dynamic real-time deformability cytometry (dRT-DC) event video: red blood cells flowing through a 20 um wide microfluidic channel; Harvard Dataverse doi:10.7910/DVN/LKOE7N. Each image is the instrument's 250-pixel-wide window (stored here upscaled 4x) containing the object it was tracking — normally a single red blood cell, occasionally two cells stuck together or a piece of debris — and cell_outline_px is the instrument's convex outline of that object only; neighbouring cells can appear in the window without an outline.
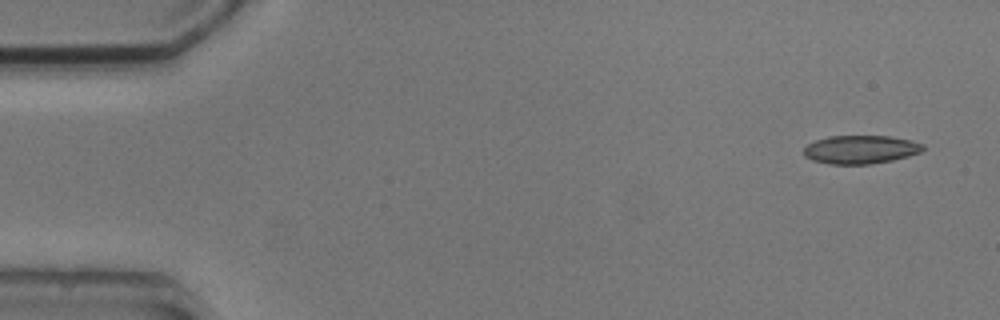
{"species": "common noctule bat (a hibernating species)", "species_latin": "Nyctalus noctula", "temperature_condition": "cold", "stored_images_in_passage": 8, "camera_frame_rate_fps": 3000, "um_per_image_px": 0.085, "animal": {"sex": "male", "body_mass_g": 20.5, "forearm_length_mm": 52.5}, "frame": {"image": 1, "passage_image": 1, "time_ms": 0.0, "image_size_px": [1000, 320], "cell_outline_px": [[924, 148], [920, 152], [908, 156], [892, 160], [872, 164], [828, 164], [812, 160], [804, 156], [804, 148], [808, 144], [816, 140], [828, 136], [888, 136], [912, 140], [924, 144]], "centroid_in_image_um": [73.15, 12.71], "position_along_channel_um": 11.9, "area_um2": 19.77}}
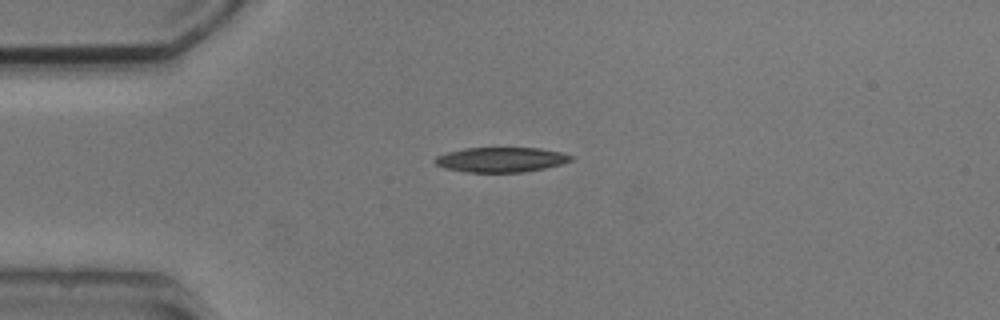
{"frame": {"image": 2, "passage_image": 3, "time_ms": 3.333, "image_size_px": [1000, 320], "cell_outline_px": [[572, 160], [560, 164], [544, 168], [524, 172], [464, 172], [444, 168], [436, 164], [432, 160], [436, 156], [448, 152], [464, 148], [540, 148], [560, 152], [572, 156]], "centroid_in_image_um": [42.54, 13.57], "position_along_channel_um": 42.5, "area_um2": 19.65}}